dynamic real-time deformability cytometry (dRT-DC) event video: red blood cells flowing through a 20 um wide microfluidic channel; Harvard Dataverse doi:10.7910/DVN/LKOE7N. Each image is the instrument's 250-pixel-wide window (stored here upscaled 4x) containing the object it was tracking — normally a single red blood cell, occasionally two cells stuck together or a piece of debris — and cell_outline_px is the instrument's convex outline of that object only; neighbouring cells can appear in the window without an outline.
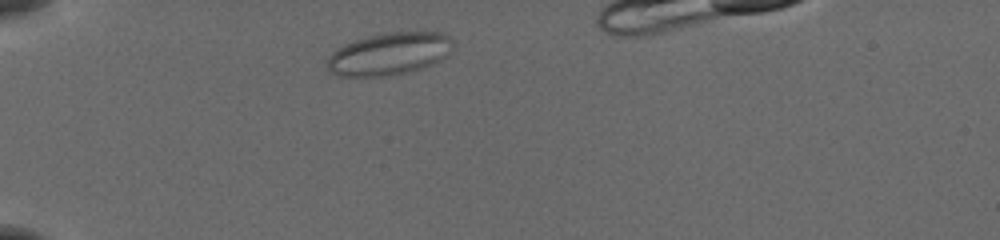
{"species": "common noctule bat (a hibernating species)", "species_latin": "Nyctalus noctula", "temperature_condition": "cold", "stored_images_in_passage": 36, "camera_frame_rate_fps": 3000, "um_per_image_px": 0.085, "animal": {"sex": "female", "body_mass_g": 19.5, "forearm_length_mm": 54.1}, "frame": {"image": 1, "passage_image": 1, "time_ms": 0.0, "image_size_px": [1000, 240], "cell_outline_px": [[452, 44], [448, 52], [440, 60], [432, 64], [420, 68], [392, 76], [336, 76], [328, 72], [328, 56], [336, 48], [344, 44], [368, 36], [384, 32], [416, 28], [440, 32], [448, 36], [452, 40]], "centroid_in_image_um": [33.08, 4.53], "position_along_channel_um": 51.9, "area_um2": 31.79}}
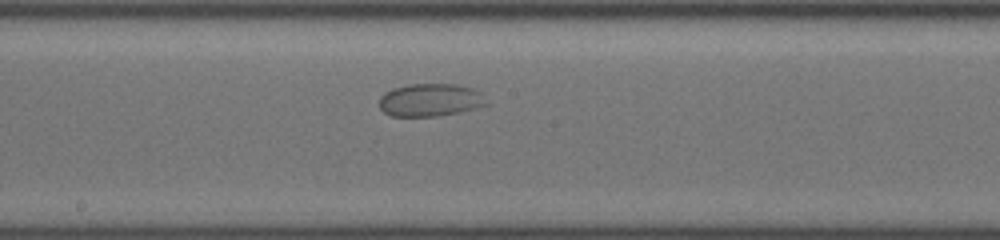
{"frame": {"image": 2, "passage_image": 16, "time_ms": 5.0, "image_size_px": [1000, 240], "cell_outline_px": [[488, 104], [476, 108], [436, 116], [392, 116], [384, 112], [380, 108], [380, 96], [384, 92], [392, 88], [408, 84], [456, 84], [472, 88], [480, 92]], "centroid_in_image_um": [36.54, 8.49], "position_along_channel_um": 211.7, "area_um2": 20.4}}
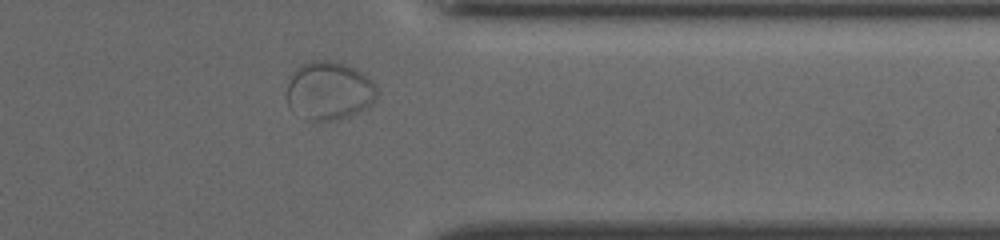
{"frame": {"image": 3, "passage_image": 30, "time_ms": 9.667, "image_size_px": [1000, 240], "cell_outline_px": [[376, 96], [372, 104], [368, 108], [348, 116], [332, 120], [312, 124], [304, 120], [288, 108], [288, 76], [300, 64], [312, 60], [332, 60], [348, 64], [364, 72], [372, 80], [376, 88]], "centroid_in_image_um": [27.94, 7.72], "position_along_channel_um": 383.5, "area_um2": 31.67}}